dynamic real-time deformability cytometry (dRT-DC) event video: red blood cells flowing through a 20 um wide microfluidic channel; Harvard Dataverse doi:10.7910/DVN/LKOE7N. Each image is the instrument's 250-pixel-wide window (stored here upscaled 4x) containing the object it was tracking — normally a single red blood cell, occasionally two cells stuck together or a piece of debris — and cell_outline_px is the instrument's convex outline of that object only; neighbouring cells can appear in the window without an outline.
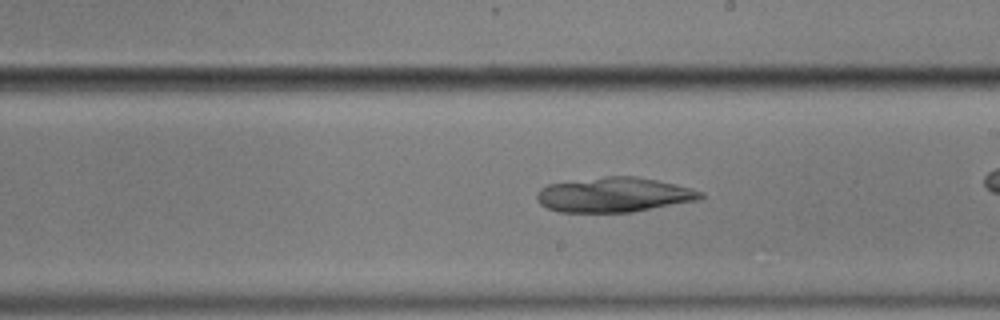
{"species": "common noctule bat (a hibernating species)", "species_latin": "Nyctalus noctula", "temperature_condition": "cold", "stored_images_in_passage": 43, "camera_frame_rate_fps": 3000, "um_per_image_px": 0.085, "animal": {"sex": "male", "body_mass_g": 17.9}, "frame": {"image": 1, "passage_image": 31, "time_ms": 10.0, "image_size_px": [1000, 320], "cell_outline_px": [[704, 196], [700, 200], [632, 212], [560, 212], [548, 208], [540, 204], [536, 200], [536, 192], [540, 188], [548, 184], [604, 176], [636, 176], [676, 184], [692, 188], [704, 192]], "centroid_in_image_um": [52.2, 16.55], "position_along_channel_um": 236.8, "area_um2": 33.41}}